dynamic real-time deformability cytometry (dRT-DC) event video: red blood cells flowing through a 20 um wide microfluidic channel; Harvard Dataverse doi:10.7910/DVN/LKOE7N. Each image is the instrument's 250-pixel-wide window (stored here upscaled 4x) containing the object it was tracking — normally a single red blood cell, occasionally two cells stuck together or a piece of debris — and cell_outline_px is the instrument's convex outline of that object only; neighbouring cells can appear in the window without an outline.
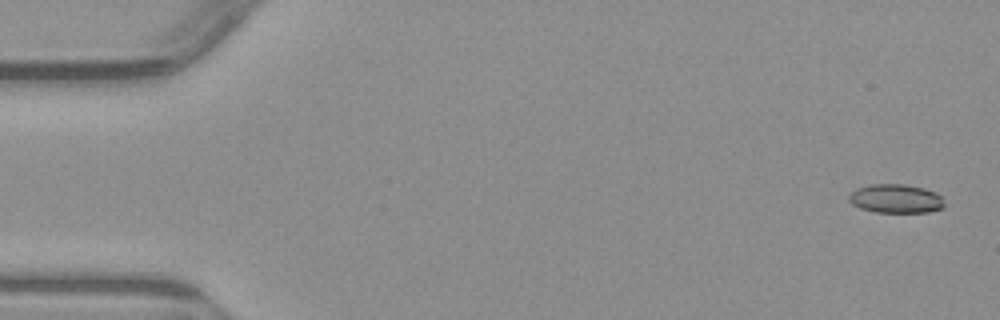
{"species": "common noctule bat (a hibernating species)", "species_latin": "Nyctalus noctula", "temperature_condition": "warm", "stored_images_in_passage": 5, "camera_frame_rate_fps": 3000, "um_per_image_px": 0.085, "animal": {"sex": "male", "body_mass_g": 23.1, "forearm_length_mm": 52.7}, "frame": {"image": 1, "passage_image": 1, "time_ms": 0.0, "image_size_px": [1000, 320], "cell_outline_px": [[944, 208], [928, 212], [876, 212], [860, 208], [852, 204], [848, 200], [848, 196], [856, 188], [872, 184], [904, 184], [924, 188], [936, 192], [940, 196], [944, 204]], "centroid_in_image_um": [76.14, 16.88], "position_along_channel_um": 8.9, "area_um2": 16.07}}
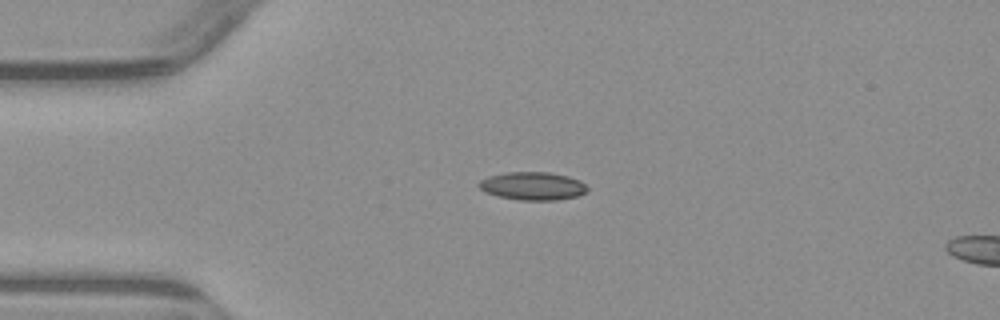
{"frame": {"image": 2, "passage_image": 4, "time_ms": 3.667, "image_size_px": [1000, 320], "cell_outline_px": [[588, 192], [576, 196], [556, 200], [520, 200], [500, 196], [484, 192], [476, 184], [480, 180], [488, 176], [504, 172], [552, 172], [568, 176], [580, 180], [588, 188]], "centroid_in_image_um": [45.27, 15.8], "position_along_channel_um": 39.7, "area_um2": 17.86}}